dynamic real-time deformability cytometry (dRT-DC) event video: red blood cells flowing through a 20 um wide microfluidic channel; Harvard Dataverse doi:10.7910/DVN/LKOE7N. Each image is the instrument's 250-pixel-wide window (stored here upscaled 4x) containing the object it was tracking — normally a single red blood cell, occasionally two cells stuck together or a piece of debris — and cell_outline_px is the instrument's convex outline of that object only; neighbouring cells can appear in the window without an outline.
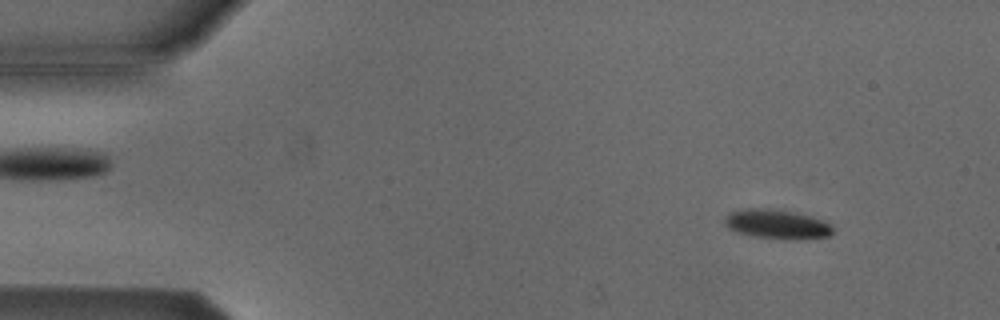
{"species": "Egyptian fruit bat (a non-hibernating species)", "species_latin": "Rousettus aegyptiacus", "temperature_condition": "cold", "stored_images_in_passage": 51, "camera_frame_rate_fps": 3000, "um_per_image_px": 0.085, "animal": {"sex": "male"}, "frame": {"image": 1, "passage_image": 3, "time_ms": 0.667, "image_size_px": [1000, 320], "cell_outline_px": [[832, 232], [828, 236], [800, 240], [796, 240], [748, 236], [736, 232], [728, 228], [724, 224], [724, 216], [728, 212], [740, 208], [756, 208], [792, 212], [824, 220], [832, 228]], "centroid_in_image_um": [65.95, 19.07], "position_along_channel_um": 19.1, "area_um2": 18.55}}
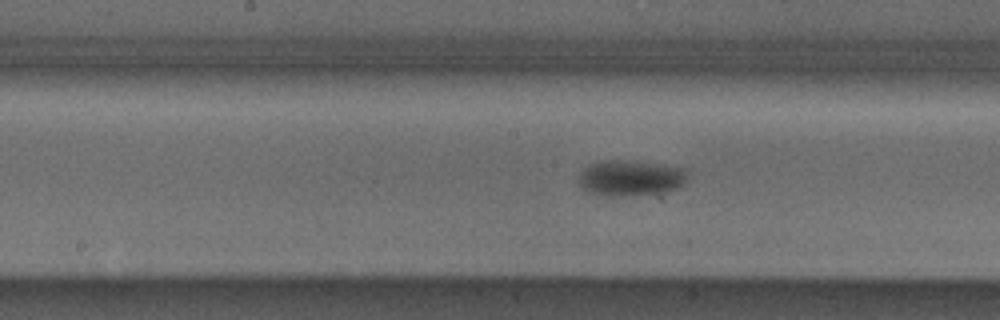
{"frame": {"image": 2, "passage_image": 24, "time_ms": 7.667, "image_size_px": [1000, 320], "cell_outline_px": [[688, 172], [684, 184], [668, 192], [612, 196], [608, 196], [592, 192], [580, 188], [580, 172], [588, 164], [608, 160], [616, 160], [664, 164], [684, 168]], "centroid_in_image_um": [53.62, 15.12], "position_along_channel_um": 194.6, "area_um2": 22.48}}
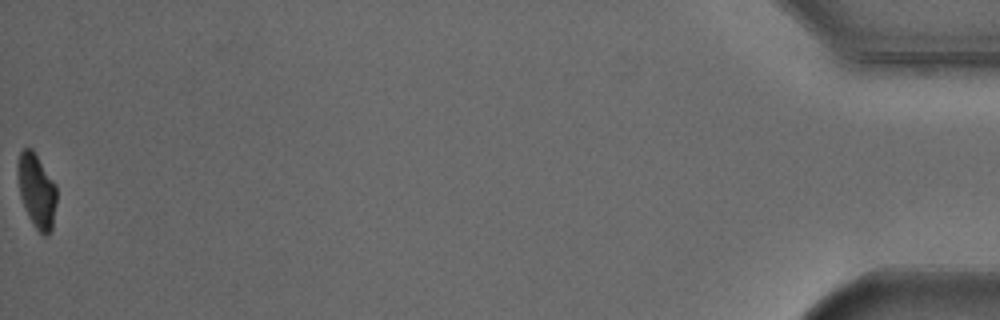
{"frame": {"image": 3, "passage_image": 51, "time_ms": 16.667, "image_size_px": [1000, 320], "cell_outline_px": [[56, 204], [52, 228], [48, 236], [44, 236], [32, 224], [24, 208], [20, 196], [16, 172], [16, 164], [20, 152], [24, 148], [32, 148], [56, 184]], "centroid_in_image_um": [3.1, 16.21], "position_along_channel_um": 432.1, "area_um2": 17.11}, "authors_computed_cell_mechanics": {"area_um2": 19.8832, "velocity_mm_per_s": 3.8155, "shape_relaxation_time_tau1_ms": 2.4109, "shape_relaxation_time_tau2_ms": null, "deformation_change_tau1": 0.0998, "deformation_change_tau2": null}}